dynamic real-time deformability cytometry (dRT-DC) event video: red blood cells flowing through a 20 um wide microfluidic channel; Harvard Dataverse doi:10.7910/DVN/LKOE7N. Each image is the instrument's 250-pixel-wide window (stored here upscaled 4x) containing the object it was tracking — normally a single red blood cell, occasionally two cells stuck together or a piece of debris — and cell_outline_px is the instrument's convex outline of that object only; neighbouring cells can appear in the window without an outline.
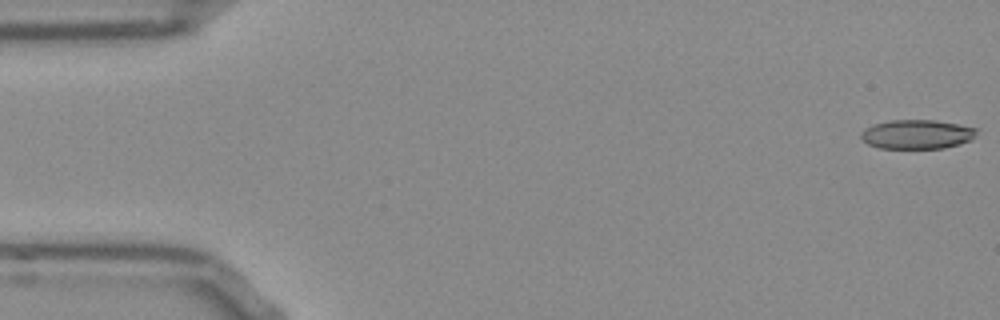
{"species": "Egyptian fruit bat (a non-hibernating species)", "species_latin": "Rousettus aegyptiacus", "temperature_condition": "room temperature", "stored_images_in_passage": 53, "camera_frame_rate_fps": 3000, "um_per_image_px": 0.085, "frame": {"image": 1, "passage_image": 1, "time_ms": 0.0, "image_size_px": [1000, 320], "cell_outline_px": [[980, 128], [972, 140], [960, 144], [944, 148], [880, 148], [868, 144], [860, 136], [860, 132], [864, 128], [872, 124], [888, 120], [936, 120]], "centroid_in_image_um": [77.96, 11.4], "position_along_channel_um": 7.0, "area_um2": 19.94}}
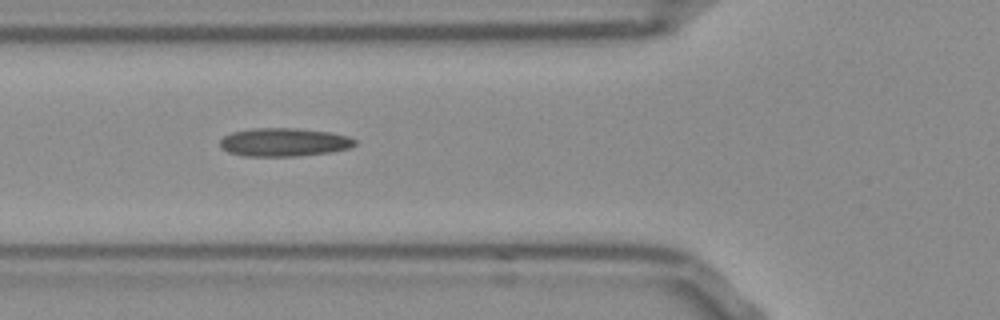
{"frame": {"image": 2, "passage_image": 19, "time_ms": 6.0, "image_size_px": [1000, 320], "cell_outline_px": [[356, 144], [352, 148], [332, 152], [296, 156], [244, 156], [228, 152], [220, 148], [220, 140], [224, 136], [232, 132], [252, 128], [300, 128], [328, 132], [348, 136], [356, 140]], "centroid_in_image_um": [24.15, 12.09], "position_along_channel_um": 101.7, "area_um2": 22.48}}
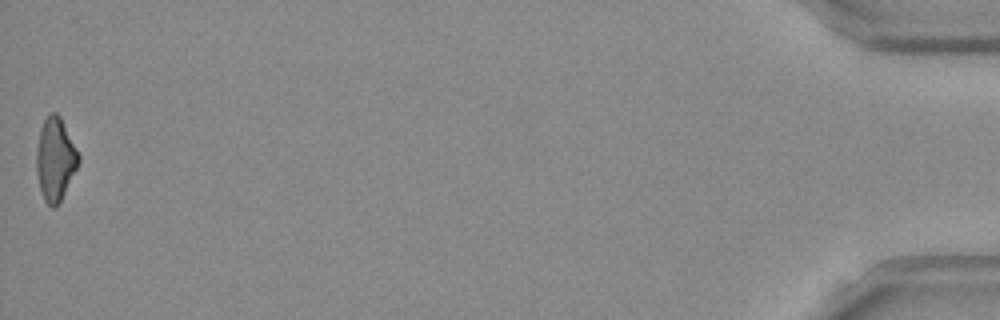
{"frame": {"image": 3, "passage_image": 53, "time_ms": 17.333, "image_size_px": [1000, 320], "cell_outline_px": [[80, 160], [60, 200], [52, 208], [44, 200], [40, 188], [36, 168], [36, 152], [40, 128], [44, 120], [52, 112], [56, 112], [60, 116], [80, 156]], "centroid_in_image_um": [4.68, 13.5], "position_along_channel_um": 430.5, "area_um2": 19.83}, "authors_computed_cell_mechanics": {"area_um2": 20.808, "velocity_mm_per_s": 3.812, "shape_relaxation_time_tau1_ms": null, "shape_relaxation_time_tau2_ms": 6.7109, "deformation_change_tau1": null, "deformation_change_tau2": 0.1786}}